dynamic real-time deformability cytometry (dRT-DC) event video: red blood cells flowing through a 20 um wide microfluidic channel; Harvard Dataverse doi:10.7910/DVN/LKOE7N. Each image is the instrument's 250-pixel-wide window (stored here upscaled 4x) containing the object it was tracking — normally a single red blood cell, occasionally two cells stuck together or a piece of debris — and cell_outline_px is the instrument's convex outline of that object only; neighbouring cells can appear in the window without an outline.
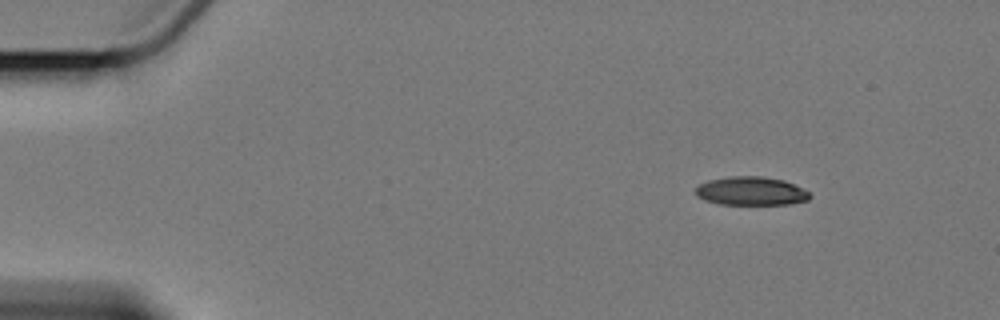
{"species": "Egyptian fruit bat (a non-hibernating species)", "species_latin": "Rousettus aegyptiacus", "temperature_condition": "cold", "stored_images_in_passage": 3, "camera_frame_rate_fps": 3000, "um_per_image_px": 0.085, "animal": {"sex": "female"}, "frame": {"image": 1, "passage_image": 1, "time_ms": 0.0, "image_size_px": [1000, 320], "cell_outline_px": [[812, 196], [808, 200], [788, 204], [720, 204], [704, 200], [696, 196], [696, 188], [700, 184], [708, 180], [728, 176], [764, 176], [784, 180], [808, 192]], "centroid_in_image_um": [63.81, 16.23], "position_along_channel_um": 21.2, "area_um2": 18.96}}